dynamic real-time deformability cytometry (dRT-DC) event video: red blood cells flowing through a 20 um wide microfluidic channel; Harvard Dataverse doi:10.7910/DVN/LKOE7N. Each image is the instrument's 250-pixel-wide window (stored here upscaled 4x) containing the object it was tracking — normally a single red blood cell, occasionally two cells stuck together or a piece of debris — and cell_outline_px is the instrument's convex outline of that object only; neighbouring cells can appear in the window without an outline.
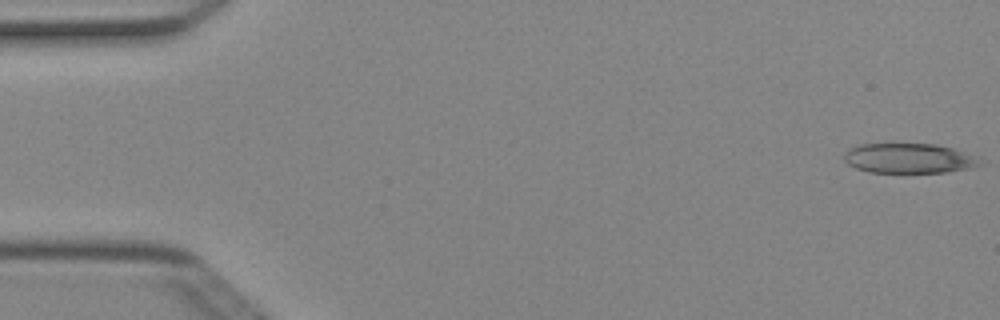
{"species": "Egyptian fruit bat (a non-hibernating species)", "species_latin": "Rousettus aegyptiacus", "temperature_condition": "cold", "stored_images_in_passage": 5, "camera_frame_rate_fps": 3000, "um_per_image_px": 0.085, "animal": {"sex": "female"}, "frame": {"image": 1, "passage_image": 1, "time_ms": 0.0, "image_size_px": [1000, 320], "cell_outline_px": [[984, 164], [972, 168], [948, 172], [868, 172], [856, 168], [848, 164], [844, 160], [844, 152], [860, 144], [892, 140], [936, 144], [952, 148], [980, 156]], "centroid_in_image_um": [77.29, 13.4], "position_along_channel_um": 7.7, "area_um2": 24.97}}